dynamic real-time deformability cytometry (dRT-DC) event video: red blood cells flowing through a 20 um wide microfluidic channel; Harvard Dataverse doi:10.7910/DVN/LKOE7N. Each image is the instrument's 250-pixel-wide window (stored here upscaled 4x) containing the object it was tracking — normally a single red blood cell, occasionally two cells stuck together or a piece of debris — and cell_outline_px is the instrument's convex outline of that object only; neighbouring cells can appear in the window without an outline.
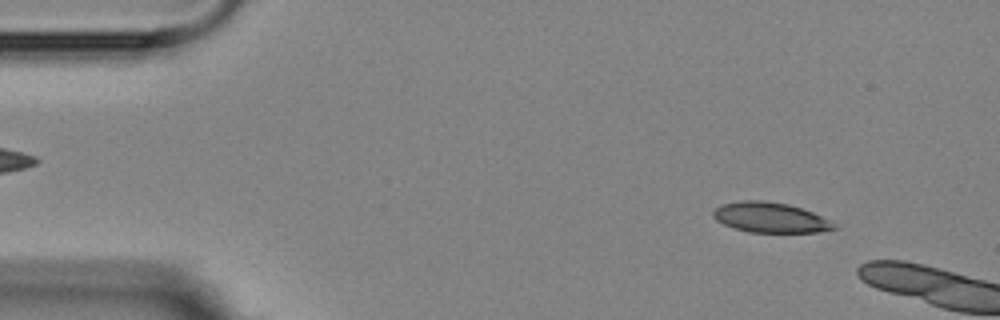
{"species": "Egyptian fruit bat (a non-hibernating species)", "species_latin": "Rousettus aegyptiacus", "temperature_condition": "room temperature", "stored_images_in_passage": 2, "camera_frame_rate_fps": 3000, "um_per_image_px": 0.085, "animal": {"sex": "female"}, "frame": {"image": 1, "passage_image": 1, "time_ms": 0.0, "image_size_px": [1000, 320], "cell_outline_px": [[836, 228], [820, 232], [748, 232], [724, 224], [716, 220], [712, 216], [712, 212], [720, 204], [740, 200], [764, 200], [788, 204], [812, 212], [836, 224]], "centroid_in_image_um": [65.43, 18.48], "position_along_channel_um": 19.6, "area_um2": 21.15}}